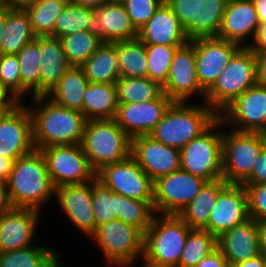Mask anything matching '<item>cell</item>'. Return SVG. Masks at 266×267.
<instances>
[{
    "mask_svg": "<svg viewBox=\"0 0 266 267\" xmlns=\"http://www.w3.org/2000/svg\"><path fill=\"white\" fill-rule=\"evenodd\" d=\"M28 106L32 116L33 144L39 150L56 145L81 144L85 116L59 106L46 96L32 97Z\"/></svg>",
    "mask_w": 266,
    "mask_h": 267,
    "instance_id": "cell-1",
    "label": "cell"
},
{
    "mask_svg": "<svg viewBox=\"0 0 266 267\" xmlns=\"http://www.w3.org/2000/svg\"><path fill=\"white\" fill-rule=\"evenodd\" d=\"M6 184L14 208L40 211L56 192L45 158L37 149L14 161Z\"/></svg>",
    "mask_w": 266,
    "mask_h": 267,
    "instance_id": "cell-2",
    "label": "cell"
},
{
    "mask_svg": "<svg viewBox=\"0 0 266 267\" xmlns=\"http://www.w3.org/2000/svg\"><path fill=\"white\" fill-rule=\"evenodd\" d=\"M218 118L219 115L206 103L193 105L190 102H173L149 136L164 145L181 150Z\"/></svg>",
    "mask_w": 266,
    "mask_h": 267,
    "instance_id": "cell-3",
    "label": "cell"
},
{
    "mask_svg": "<svg viewBox=\"0 0 266 267\" xmlns=\"http://www.w3.org/2000/svg\"><path fill=\"white\" fill-rule=\"evenodd\" d=\"M160 217L155 215L152 225L144 233L141 267H178L192 229L178 215L160 214Z\"/></svg>",
    "mask_w": 266,
    "mask_h": 267,
    "instance_id": "cell-4",
    "label": "cell"
},
{
    "mask_svg": "<svg viewBox=\"0 0 266 267\" xmlns=\"http://www.w3.org/2000/svg\"><path fill=\"white\" fill-rule=\"evenodd\" d=\"M256 84L258 79L255 52L248 47H241L206 92L204 103L219 115L236 98Z\"/></svg>",
    "mask_w": 266,
    "mask_h": 267,
    "instance_id": "cell-5",
    "label": "cell"
},
{
    "mask_svg": "<svg viewBox=\"0 0 266 267\" xmlns=\"http://www.w3.org/2000/svg\"><path fill=\"white\" fill-rule=\"evenodd\" d=\"M81 145L95 172L131 156V138L114 119L86 120Z\"/></svg>",
    "mask_w": 266,
    "mask_h": 267,
    "instance_id": "cell-6",
    "label": "cell"
},
{
    "mask_svg": "<svg viewBox=\"0 0 266 267\" xmlns=\"http://www.w3.org/2000/svg\"><path fill=\"white\" fill-rule=\"evenodd\" d=\"M222 137L223 179L228 184H242L253 171L266 145V134L226 131Z\"/></svg>",
    "mask_w": 266,
    "mask_h": 267,
    "instance_id": "cell-7",
    "label": "cell"
},
{
    "mask_svg": "<svg viewBox=\"0 0 266 267\" xmlns=\"http://www.w3.org/2000/svg\"><path fill=\"white\" fill-rule=\"evenodd\" d=\"M223 124L225 125L218 118L205 132L193 138L180 150L181 170L207 182L223 179V132H217L218 127Z\"/></svg>",
    "mask_w": 266,
    "mask_h": 267,
    "instance_id": "cell-8",
    "label": "cell"
},
{
    "mask_svg": "<svg viewBox=\"0 0 266 267\" xmlns=\"http://www.w3.org/2000/svg\"><path fill=\"white\" fill-rule=\"evenodd\" d=\"M91 237L112 266H131L143 255L144 233L119 219L99 225Z\"/></svg>",
    "mask_w": 266,
    "mask_h": 267,
    "instance_id": "cell-9",
    "label": "cell"
},
{
    "mask_svg": "<svg viewBox=\"0 0 266 267\" xmlns=\"http://www.w3.org/2000/svg\"><path fill=\"white\" fill-rule=\"evenodd\" d=\"M39 150L45 158L55 188L87 183L96 177L81 144L56 145Z\"/></svg>",
    "mask_w": 266,
    "mask_h": 267,
    "instance_id": "cell-10",
    "label": "cell"
},
{
    "mask_svg": "<svg viewBox=\"0 0 266 267\" xmlns=\"http://www.w3.org/2000/svg\"><path fill=\"white\" fill-rule=\"evenodd\" d=\"M207 181L189 172L178 170L154 181L153 205L156 214L179 215L199 194Z\"/></svg>",
    "mask_w": 266,
    "mask_h": 267,
    "instance_id": "cell-11",
    "label": "cell"
},
{
    "mask_svg": "<svg viewBox=\"0 0 266 267\" xmlns=\"http://www.w3.org/2000/svg\"><path fill=\"white\" fill-rule=\"evenodd\" d=\"M96 178L129 199L153 200L154 181L132 156L102 167L96 172Z\"/></svg>",
    "mask_w": 266,
    "mask_h": 267,
    "instance_id": "cell-12",
    "label": "cell"
},
{
    "mask_svg": "<svg viewBox=\"0 0 266 267\" xmlns=\"http://www.w3.org/2000/svg\"><path fill=\"white\" fill-rule=\"evenodd\" d=\"M34 149L31 113L28 106L14 102L0 116V155L15 161Z\"/></svg>",
    "mask_w": 266,
    "mask_h": 267,
    "instance_id": "cell-13",
    "label": "cell"
},
{
    "mask_svg": "<svg viewBox=\"0 0 266 267\" xmlns=\"http://www.w3.org/2000/svg\"><path fill=\"white\" fill-rule=\"evenodd\" d=\"M219 118L233 130L266 134V86L256 84L247 89L219 114Z\"/></svg>",
    "mask_w": 266,
    "mask_h": 267,
    "instance_id": "cell-14",
    "label": "cell"
},
{
    "mask_svg": "<svg viewBox=\"0 0 266 267\" xmlns=\"http://www.w3.org/2000/svg\"><path fill=\"white\" fill-rule=\"evenodd\" d=\"M162 88L173 102H188L195 94L205 99L206 92L197 77L195 48L190 42L176 50Z\"/></svg>",
    "mask_w": 266,
    "mask_h": 267,
    "instance_id": "cell-15",
    "label": "cell"
},
{
    "mask_svg": "<svg viewBox=\"0 0 266 267\" xmlns=\"http://www.w3.org/2000/svg\"><path fill=\"white\" fill-rule=\"evenodd\" d=\"M189 42L195 48L198 80L202 89L207 92L241 46L217 37L200 38Z\"/></svg>",
    "mask_w": 266,
    "mask_h": 267,
    "instance_id": "cell-16",
    "label": "cell"
},
{
    "mask_svg": "<svg viewBox=\"0 0 266 267\" xmlns=\"http://www.w3.org/2000/svg\"><path fill=\"white\" fill-rule=\"evenodd\" d=\"M131 156L153 181L181 169L180 150L149 135L131 139Z\"/></svg>",
    "mask_w": 266,
    "mask_h": 267,
    "instance_id": "cell-17",
    "label": "cell"
},
{
    "mask_svg": "<svg viewBox=\"0 0 266 267\" xmlns=\"http://www.w3.org/2000/svg\"><path fill=\"white\" fill-rule=\"evenodd\" d=\"M172 103L163 92L157 99L148 102L119 104L114 120L131 139L149 135Z\"/></svg>",
    "mask_w": 266,
    "mask_h": 267,
    "instance_id": "cell-18",
    "label": "cell"
},
{
    "mask_svg": "<svg viewBox=\"0 0 266 267\" xmlns=\"http://www.w3.org/2000/svg\"><path fill=\"white\" fill-rule=\"evenodd\" d=\"M249 218L248 195L244 185L228 184L218 195L207 226L203 229L217 238Z\"/></svg>",
    "mask_w": 266,
    "mask_h": 267,
    "instance_id": "cell-19",
    "label": "cell"
},
{
    "mask_svg": "<svg viewBox=\"0 0 266 267\" xmlns=\"http://www.w3.org/2000/svg\"><path fill=\"white\" fill-rule=\"evenodd\" d=\"M55 197L68 219L87 236L95 232L92 181L56 188Z\"/></svg>",
    "mask_w": 266,
    "mask_h": 267,
    "instance_id": "cell-20",
    "label": "cell"
},
{
    "mask_svg": "<svg viewBox=\"0 0 266 267\" xmlns=\"http://www.w3.org/2000/svg\"><path fill=\"white\" fill-rule=\"evenodd\" d=\"M40 211L13 208L0 215V252L22 249L31 245L40 220Z\"/></svg>",
    "mask_w": 266,
    "mask_h": 267,
    "instance_id": "cell-21",
    "label": "cell"
},
{
    "mask_svg": "<svg viewBox=\"0 0 266 267\" xmlns=\"http://www.w3.org/2000/svg\"><path fill=\"white\" fill-rule=\"evenodd\" d=\"M217 247L230 267L262 254L257 221L249 217L217 238Z\"/></svg>",
    "mask_w": 266,
    "mask_h": 267,
    "instance_id": "cell-22",
    "label": "cell"
},
{
    "mask_svg": "<svg viewBox=\"0 0 266 267\" xmlns=\"http://www.w3.org/2000/svg\"><path fill=\"white\" fill-rule=\"evenodd\" d=\"M259 20L252 0H228L217 38L247 47L254 38Z\"/></svg>",
    "mask_w": 266,
    "mask_h": 267,
    "instance_id": "cell-23",
    "label": "cell"
},
{
    "mask_svg": "<svg viewBox=\"0 0 266 267\" xmlns=\"http://www.w3.org/2000/svg\"><path fill=\"white\" fill-rule=\"evenodd\" d=\"M94 30L103 42H117L138 38L123 3L107 1L94 8Z\"/></svg>",
    "mask_w": 266,
    "mask_h": 267,
    "instance_id": "cell-24",
    "label": "cell"
},
{
    "mask_svg": "<svg viewBox=\"0 0 266 267\" xmlns=\"http://www.w3.org/2000/svg\"><path fill=\"white\" fill-rule=\"evenodd\" d=\"M144 44L185 45L189 42L172 9L164 2L149 21L138 31Z\"/></svg>",
    "mask_w": 266,
    "mask_h": 267,
    "instance_id": "cell-25",
    "label": "cell"
},
{
    "mask_svg": "<svg viewBox=\"0 0 266 267\" xmlns=\"http://www.w3.org/2000/svg\"><path fill=\"white\" fill-rule=\"evenodd\" d=\"M39 96H46L71 66L60 38L40 36Z\"/></svg>",
    "mask_w": 266,
    "mask_h": 267,
    "instance_id": "cell-26",
    "label": "cell"
},
{
    "mask_svg": "<svg viewBox=\"0 0 266 267\" xmlns=\"http://www.w3.org/2000/svg\"><path fill=\"white\" fill-rule=\"evenodd\" d=\"M119 106L115 83H89L83 94L86 120L114 119Z\"/></svg>",
    "mask_w": 266,
    "mask_h": 267,
    "instance_id": "cell-27",
    "label": "cell"
},
{
    "mask_svg": "<svg viewBox=\"0 0 266 267\" xmlns=\"http://www.w3.org/2000/svg\"><path fill=\"white\" fill-rule=\"evenodd\" d=\"M89 80L81 66H70L46 95L55 104L82 113L83 94Z\"/></svg>",
    "mask_w": 266,
    "mask_h": 267,
    "instance_id": "cell-28",
    "label": "cell"
},
{
    "mask_svg": "<svg viewBox=\"0 0 266 267\" xmlns=\"http://www.w3.org/2000/svg\"><path fill=\"white\" fill-rule=\"evenodd\" d=\"M34 39L36 35L26 10L6 5V22L0 41V54H17Z\"/></svg>",
    "mask_w": 266,
    "mask_h": 267,
    "instance_id": "cell-29",
    "label": "cell"
},
{
    "mask_svg": "<svg viewBox=\"0 0 266 267\" xmlns=\"http://www.w3.org/2000/svg\"><path fill=\"white\" fill-rule=\"evenodd\" d=\"M228 185L224 179L206 182L199 194L179 213L191 229L203 230L219 193Z\"/></svg>",
    "mask_w": 266,
    "mask_h": 267,
    "instance_id": "cell-30",
    "label": "cell"
},
{
    "mask_svg": "<svg viewBox=\"0 0 266 267\" xmlns=\"http://www.w3.org/2000/svg\"><path fill=\"white\" fill-rule=\"evenodd\" d=\"M81 67L89 83H115L120 77L116 42H103Z\"/></svg>",
    "mask_w": 266,
    "mask_h": 267,
    "instance_id": "cell-31",
    "label": "cell"
},
{
    "mask_svg": "<svg viewBox=\"0 0 266 267\" xmlns=\"http://www.w3.org/2000/svg\"><path fill=\"white\" fill-rule=\"evenodd\" d=\"M228 0H198L197 22L184 31L189 41L217 37Z\"/></svg>",
    "mask_w": 266,
    "mask_h": 267,
    "instance_id": "cell-32",
    "label": "cell"
},
{
    "mask_svg": "<svg viewBox=\"0 0 266 267\" xmlns=\"http://www.w3.org/2000/svg\"><path fill=\"white\" fill-rule=\"evenodd\" d=\"M60 256L56 250L42 245L0 252V267H53Z\"/></svg>",
    "mask_w": 266,
    "mask_h": 267,
    "instance_id": "cell-33",
    "label": "cell"
},
{
    "mask_svg": "<svg viewBox=\"0 0 266 267\" xmlns=\"http://www.w3.org/2000/svg\"><path fill=\"white\" fill-rule=\"evenodd\" d=\"M21 75V99L31 91L39 96L40 36L26 44L16 54Z\"/></svg>",
    "mask_w": 266,
    "mask_h": 267,
    "instance_id": "cell-34",
    "label": "cell"
},
{
    "mask_svg": "<svg viewBox=\"0 0 266 267\" xmlns=\"http://www.w3.org/2000/svg\"><path fill=\"white\" fill-rule=\"evenodd\" d=\"M119 104L148 102L157 99L163 88L148 77H119L115 82Z\"/></svg>",
    "mask_w": 266,
    "mask_h": 267,
    "instance_id": "cell-35",
    "label": "cell"
},
{
    "mask_svg": "<svg viewBox=\"0 0 266 267\" xmlns=\"http://www.w3.org/2000/svg\"><path fill=\"white\" fill-rule=\"evenodd\" d=\"M71 66L84 64L103 44L95 30H84L60 38Z\"/></svg>",
    "mask_w": 266,
    "mask_h": 267,
    "instance_id": "cell-36",
    "label": "cell"
},
{
    "mask_svg": "<svg viewBox=\"0 0 266 267\" xmlns=\"http://www.w3.org/2000/svg\"><path fill=\"white\" fill-rule=\"evenodd\" d=\"M116 50L121 77H147V54L145 44L138 38L117 41Z\"/></svg>",
    "mask_w": 266,
    "mask_h": 267,
    "instance_id": "cell-37",
    "label": "cell"
},
{
    "mask_svg": "<svg viewBox=\"0 0 266 267\" xmlns=\"http://www.w3.org/2000/svg\"><path fill=\"white\" fill-rule=\"evenodd\" d=\"M94 8L67 3L55 20L53 36L61 38L75 32L94 30Z\"/></svg>",
    "mask_w": 266,
    "mask_h": 267,
    "instance_id": "cell-38",
    "label": "cell"
},
{
    "mask_svg": "<svg viewBox=\"0 0 266 267\" xmlns=\"http://www.w3.org/2000/svg\"><path fill=\"white\" fill-rule=\"evenodd\" d=\"M66 4L60 0H37L24 7L36 37L53 36L55 20Z\"/></svg>",
    "mask_w": 266,
    "mask_h": 267,
    "instance_id": "cell-39",
    "label": "cell"
},
{
    "mask_svg": "<svg viewBox=\"0 0 266 267\" xmlns=\"http://www.w3.org/2000/svg\"><path fill=\"white\" fill-rule=\"evenodd\" d=\"M217 248L216 236L205 230L192 229L186 238L178 267H196Z\"/></svg>",
    "mask_w": 266,
    "mask_h": 267,
    "instance_id": "cell-40",
    "label": "cell"
},
{
    "mask_svg": "<svg viewBox=\"0 0 266 267\" xmlns=\"http://www.w3.org/2000/svg\"><path fill=\"white\" fill-rule=\"evenodd\" d=\"M156 211L153 200L129 199L118 194V219L145 233L152 225Z\"/></svg>",
    "mask_w": 266,
    "mask_h": 267,
    "instance_id": "cell-41",
    "label": "cell"
},
{
    "mask_svg": "<svg viewBox=\"0 0 266 267\" xmlns=\"http://www.w3.org/2000/svg\"><path fill=\"white\" fill-rule=\"evenodd\" d=\"M183 45L145 44L147 54V77L164 86L176 50Z\"/></svg>",
    "mask_w": 266,
    "mask_h": 267,
    "instance_id": "cell-42",
    "label": "cell"
},
{
    "mask_svg": "<svg viewBox=\"0 0 266 267\" xmlns=\"http://www.w3.org/2000/svg\"><path fill=\"white\" fill-rule=\"evenodd\" d=\"M92 200L95 230L103 223L118 219V193L113 192L96 177L92 180Z\"/></svg>",
    "mask_w": 266,
    "mask_h": 267,
    "instance_id": "cell-43",
    "label": "cell"
},
{
    "mask_svg": "<svg viewBox=\"0 0 266 267\" xmlns=\"http://www.w3.org/2000/svg\"><path fill=\"white\" fill-rule=\"evenodd\" d=\"M16 54H0V88L13 102L21 100V75Z\"/></svg>",
    "mask_w": 266,
    "mask_h": 267,
    "instance_id": "cell-44",
    "label": "cell"
},
{
    "mask_svg": "<svg viewBox=\"0 0 266 267\" xmlns=\"http://www.w3.org/2000/svg\"><path fill=\"white\" fill-rule=\"evenodd\" d=\"M165 0H125L126 11L135 29L139 31Z\"/></svg>",
    "mask_w": 266,
    "mask_h": 267,
    "instance_id": "cell-45",
    "label": "cell"
},
{
    "mask_svg": "<svg viewBox=\"0 0 266 267\" xmlns=\"http://www.w3.org/2000/svg\"><path fill=\"white\" fill-rule=\"evenodd\" d=\"M248 195V215L256 221L266 220V184H242Z\"/></svg>",
    "mask_w": 266,
    "mask_h": 267,
    "instance_id": "cell-46",
    "label": "cell"
},
{
    "mask_svg": "<svg viewBox=\"0 0 266 267\" xmlns=\"http://www.w3.org/2000/svg\"><path fill=\"white\" fill-rule=\"evenodd\" d=\"M185 30L192 22H197L198 0H165Z\"/></svg>",
    "mask_w": 266,
    "mask_h": 267,
    "instance_id": "cell-47",
    "label": "cell"
},
{
    "mask_svg": "<svg viewBox=\"0 0 266 267\" xmlns=\"http://www.w3.org/2000/svg\"><path fill=\"white\" fill-rule=\"evenodd\" d=\"M242 184H266V145L254 164L251 175Z\"/></svg>",
    "mask_w": 266,
    "mask_h": 267,
    "instance_id": "cell-48",
    "label": "cell"
},
{
    "mask_svg": "<svg viewBox=\"0 0 266 267\" xmlns=\"http://www.w3.org/2000/svg\"><path fill=\"white\" fill-rule=\"evenodd\" d=\"M196 267H230L221 251L217 248L211 254L204 257Z\"/></svg>",
    "mask_w": 266,
    "mask_h": 267,
    "instance_id": "cell-49",
    "label": "cell"
},
{
    "mask_svg": "<svg viewBox=\"0 0 266 267\" xmlns=\"http://www.w3.org/2000/svg\"><path fill=\"white\" fill-rule=\"evenodd\" d=\"M253 44L248 43V48L255 53L266 50V23H259L255 36L253 38Z\"/></svg>",
    "mask_w": 266,
    "mask_h": 267,
    "instance_id": "cell-50",
    "label": "cell"
},
{
    "mask_svg": "<svg viewBox=\"0 0 266 267\" xmlns=\"http://www.w3.org/2000/svg\"><path fill=\"white\" fill-rule=\"evenodd\" d=\"M258 84L266 86V50L255 53Z\"/></svg>",
    "mask_w": 266,
    "mask_h": 267,
    "instance_id": "cell-51",
    "label": "cell"
},
{
    "mask_svg": "<svg viewBox=\"0 0 266 267\" xmlns=\"http://www.w3.org/2000/svg\"><path fill=\"white\" fill-rule=\"evenodd\" d=\"M13 208L7 184L0 182V215L11 211Z\"/></svg>",
    "mask_w": 266,
    "mask_h": 267,
    "instance_id": "cell-52",
    "label": "cell"
},
{
    "mask_svg": "<svg viewBox=\"0 0 266 267\" xmlns=\"http://www.w3.org/2000/svg\"><path fill=\"white\" fill-rule=\"evenodd\" d=\"M14 160L0 155V182L6 183L12 171Z\"/></svg>",
    "mask_w": 266,
    "mask_h": 267,
    "instance_id": "cell-53",
    "label": "cell"
},
{
    "mask_svg": "<svg viewBox=\"0 0 266 267\" xmlns=\"http://www.w3.org/2000/svg\"><path fill=\"white\" fill-rule=\"evenodd\" d=\"M232 267H265V255L262 253L257 257L239 262Z\"/></svg>",
    "mask_w": 266,
    "mask_h": 267,
    "instance_id": "cell-54",
    "label": "cell"
},
{
    "mask_svg": "<svg viewBox=\"0 0 266 267\" xmlns=\"http://www.w3.org/2000/svg\"><path fill=\"white\" fill-rule=\"evenodd\" d=\"M261 252L266 256V220L257 221Z\"/></svg>",
    "mask_w": 266,
    "mask_h": 267,
    "instance_id": "cell-55",
    "label": "cell"
},
{
    "mask_svg": "<svg viewBox=\"0 0 266 267\" xmlns=\"http://www.w3.org/2000/svg\"><path fill=\"white\" fill-rule=\"evenodd\" d=\"M259 23H266V0H252Z\"/></svg>",
    "mask_w": 266,
    "mask_h": 267,
    "instance_id": "cell-56",
    "label": "cell"
},
{
    "mask_svg": "<svg viewBox=\"0 0 266 267\" xmlns=\"http://www.w3.org/2000/svg\"><path fill=\"white\" fill-rule=\"evenodd\" d=\"M108 0H72L71 2L80 6L96 8L102 6Z\"/></svg>",
    "mask_w": 266,
    "mask_h": 267,
    "instance_id": "cell-57",
    "label": "cell"
},
{
    "mask_svg": "<svg viewBox=\"0 0 266 267\" xmlns=\"http://www.w3.org/2000/svg\"><path fill=\"white\" fill-rule=\"evenodd\" d=\"M5 4L12 8H24L37 0H4Z\"/></svg>",
    "mask_w": 266,
    "mask_h": 267,
    "instance_id": "cell-58",
    "label": "cell"
},
{
    "mask_svg": "<svg viewBox=\"0 0 266 267\" xmlns=\"http://www.w3.org/2000/svg\"><path fill=\"white\" fill-rule=\"evenodd\" d=\"M5 22H6V6L0 9V41L4 31Z\"/></svg>",
    "mask_w": 266,
    "mask_h": 267,
    "instance_id": "cell-59",
    "label": "cell"
},
{
    "mask_svg": "<svg viewBox=\"0 0 266 267\" xmlns=\"http://www.w3.org/2000/svg\"><path fill=\"white\" fill-rule=\"evenodd\" d=\"M13 103L9 96L0 88V105H12Z\"/></svg>",
    "mask_w": 266,
    "mask_h": 267,
    "instance_id": "cell-60",
    "label": "cell"
},
{
    "mask_svg": "<svg viewBox=\"0 0 266 267\" xmlns=\"http://www.w3.org/2000/svg\"><path fill=\"white\" fill-rule=\"evenodd\" d=\"M11 105H0V116L6 111Z\"/></svg>",
    "mask_w": 266,
    "mask_h": 267,
    "instance_id": "cell-61",
    "label": "cell"
},
{
    "mask_svg": "<svg viewBox=\"0 0 266 267\" xmlns=\"http://www.w3.org/2000/svg\"><path fill=\"white\" fill-rule=\"evenodd\" d=\"M6 6L4 0H0V9L4 8Z\"/></svg>",
    "mask_w": 266,
    "mask_h": 267,
    "instance_id": "cell-62",
    "label": "cell"
},
{
    "mask_svg": "<svg viewBox=\"0 0 266 267\" xmlns=\"http://www.w3.org/2000/svg\"><path fill=\"white\" fill-rule=\"evenodd\" d=\"M109 2L123 3L125 0H108Z\"/></svg>",
    "mask_w": 266,
    "mask_h": 267,
    "instance_id": "cell-63",
    "label": "cell"
},
{
    "mask_svg": "<svg viewBox=\"0 0 266 267\" xmlns=\"http://www.w3.org/2000/svg\"><path fill=\"white\" fill-rule=\"evenodd\" d=\"M60 261H61V260H59L53 267H61V266H60Z\"/></svg>",
    "mask_w": 266,
    "mask_h": 267,
    "instance_id": "cell-64",
    "label": "cell"
},
{
    "mask_svg": "<svg viewBox=\"0 0 266 267\" xmlns=\"http://www.w3.org/2000/svg\"><path fill=\"white\" fill-rule=\"evenodd\" d=\"M60 1H63V2H66V3H70L72 0H60Z\"/></svg>",
    "mask_w": 266,
    "mask_h": 267,
    "instance_id": "cell-65",
    "label": "cell"
}]
</instances>
